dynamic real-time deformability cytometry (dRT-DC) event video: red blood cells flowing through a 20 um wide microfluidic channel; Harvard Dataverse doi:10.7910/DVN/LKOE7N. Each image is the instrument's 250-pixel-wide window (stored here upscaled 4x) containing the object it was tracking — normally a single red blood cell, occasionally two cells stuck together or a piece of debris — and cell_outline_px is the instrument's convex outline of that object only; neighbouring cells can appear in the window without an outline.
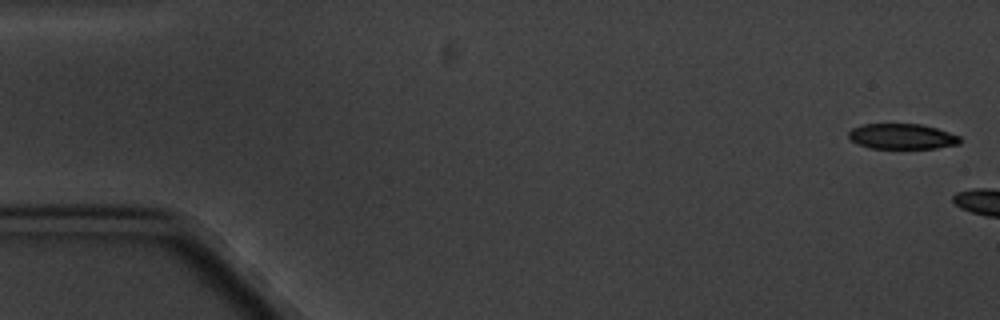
{"species": "common noctule bat (a hibernating species)", "species_latin": "Nyctalus noctula", "temperature_condition": "cold", "stored_images_in_passage": 3, "camera_frame_rate_fps": 3000, "um_per_image_px": 0.085, "animal": {"sex": "male", "body_mass_g": 20.1, "forearm_length_mm": 53.5}, "frame": {"image": 1, "passage_image": 1, "time_ms": 0.0, "image_size_px": [1000, 320], "cell_outline_px": [[960, 144], [936, 148], [872, 148], [856, 144], [848, 136], [848, 132], [852, 128], [864, 124], [920, 124], [936, 128], [960, 136]], "centroid_in_image_um": [76.66, 11.6], "position_along_channel_um": 8.3, "area_um2": 16.42}}